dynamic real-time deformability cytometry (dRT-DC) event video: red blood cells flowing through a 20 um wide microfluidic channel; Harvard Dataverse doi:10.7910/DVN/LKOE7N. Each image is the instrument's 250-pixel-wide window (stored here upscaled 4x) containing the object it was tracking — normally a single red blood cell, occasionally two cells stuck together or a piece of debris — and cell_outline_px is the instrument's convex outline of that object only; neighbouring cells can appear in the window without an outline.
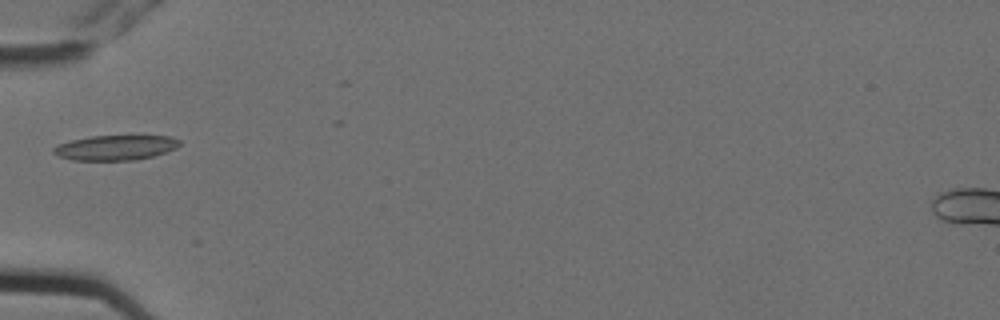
{"species": "Egyptian fruit bat (a non-hibernating species)", "species_latin": "Rousettus aegyptiacus", "temperature_condition": "cold", "stored_images_in_passage": 2, "camera_frame_rate_fps": 3000, "um_per_image_px": 0.085, "animal": {"sex": "female"}, "frame": {"image": 1, "passage_image": 1, "time_ms": 0.0, "image_size_px": [1000, 320], "cell_outline_px": [[180, 144], [176, 148], [152, 156], [136, 160], [72, 160], [60, 156], [52, 152], [52, 148], [60, 144], [72, 140], [92, 136], [132, 132], [172, 136], [180, 140]], "centroid_in_image_um": [9.91, 12.48], "position_along_channel_um": 75.1, "area_um2": 19.31}}